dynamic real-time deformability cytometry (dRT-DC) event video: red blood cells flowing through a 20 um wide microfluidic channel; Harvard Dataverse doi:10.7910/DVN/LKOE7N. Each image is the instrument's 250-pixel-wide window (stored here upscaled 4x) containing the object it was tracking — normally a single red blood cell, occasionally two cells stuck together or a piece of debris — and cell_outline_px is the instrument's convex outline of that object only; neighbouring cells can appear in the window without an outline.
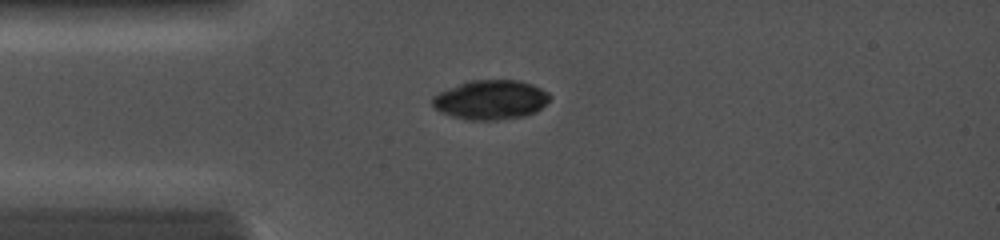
{"species": "common noctule bat (a hibernating species)", "species_latin": "Nyctalus noctula", "temperature_condition": "cold", "stored_images_in_passage": 10, "camera_frame_rate_fps": 5000, "um_per_image_px": 0.085, "animal": {"sex": "female", "body_mass_g": 19.0, "forearm_length_mm": 56.7}, "frame": {"image": 1, "passage_image": 6, "time_ms": 3.2, "image_size_px": [1000, 240], "cell_outline_px": [[552, 96], [536, 112], [524, 116], [496, 120], [468, 120], [452, 116], [440, 112], [432, 104], [432, 96], [448, 88], [472, 80], [516, 80], [532, 84], [548, 92]], "centroid_in_image_um": [41.71, 8.48], "position_along_channel_um": 43.3, "area_um2": 26.82}}
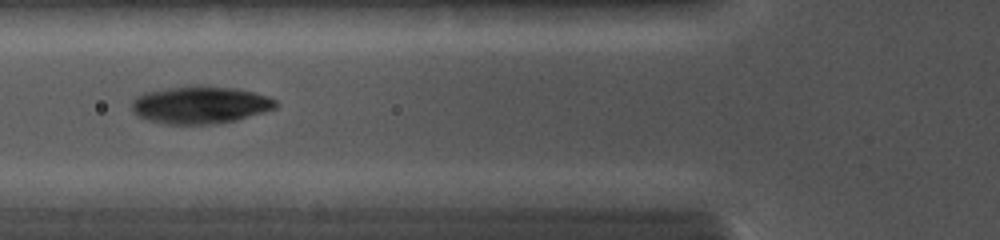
{"frame": {"image": 2, "passage_image": 9, "time_ms": 5.0, "image_size_px": [1000, 240], "cell_outline_px": [[280, 104], [276, 108], [264, 112], [236, 120], [212, 124], [164, 124], [148, 120], [136, 116], [132, 112], [132, 100], [136, 96], [144, 92], [184, 84], [236, 88], [268, 96], [276, 100]], "centroid_in_image_um": [16.98, 8.9], "position_along_channel_um": 108.8, "area_um2": 31.96}}